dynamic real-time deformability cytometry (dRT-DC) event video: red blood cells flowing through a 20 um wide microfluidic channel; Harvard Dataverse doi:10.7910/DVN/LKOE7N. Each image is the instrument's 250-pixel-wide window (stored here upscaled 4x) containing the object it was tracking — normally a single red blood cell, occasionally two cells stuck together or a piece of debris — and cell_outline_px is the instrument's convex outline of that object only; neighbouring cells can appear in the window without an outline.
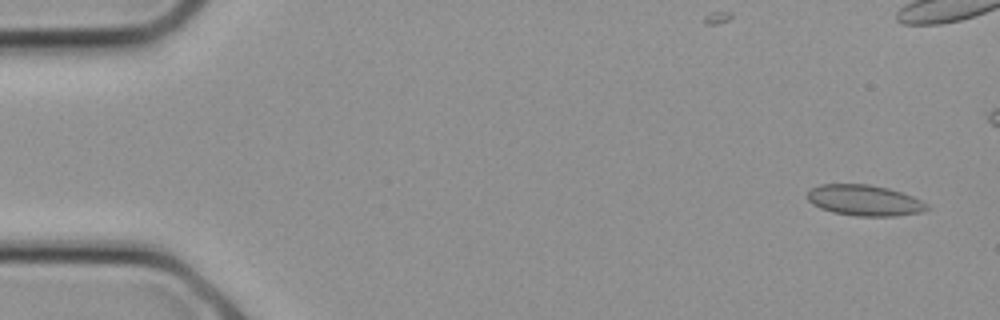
{"species": "common noctule bat (a hibernating species)", "species_latin": "Nyctalus noctula", "temperature_condition": "cold", "stored_images_in_passage": 9, "camera_frame_rate_fps": 3000, "um_per_image_px": 0.085, "animal": {"sex": "female", "body_mass_g": 21.9}, "frame": {"image": 1, "passage_image": 2, "time_ms": 0.333, "image_size_px": [1000, 320], "cell_outline_px": [[932, 208], [920, 212], [896, 216], [856, 216], [832, 212], [820, 208], [812, 204], [804, 196], [812, 188], [820, 184], [868, 184], [888, 188], [912, 196], [928, 204]], "centroid_in_image_um": [73.46, 17.03], "position_along_channel_um": 11.5, "area_um2": 21.62}}